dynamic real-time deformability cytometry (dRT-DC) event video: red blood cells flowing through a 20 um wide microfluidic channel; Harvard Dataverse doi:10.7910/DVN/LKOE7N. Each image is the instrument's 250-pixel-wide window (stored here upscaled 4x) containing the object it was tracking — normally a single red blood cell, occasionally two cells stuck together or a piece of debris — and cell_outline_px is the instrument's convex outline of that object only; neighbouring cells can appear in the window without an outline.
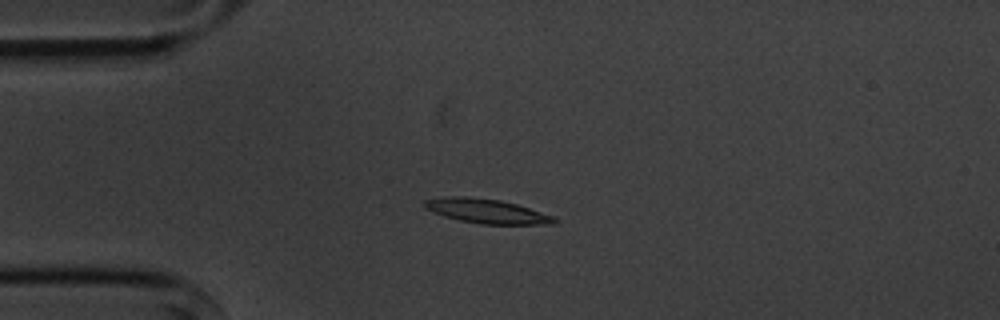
{"species": "common noctule bat (a hibernating species)", "species_latin": "Nyctalus noctula", "temperature_condition": "cold", "stored_images_in_passage": 10, "camera_frame_rate_fps": 3000, "um_per_image_px": 0.085, "animal": {"sex": "male", "body_mass_g": 20.1, "forearm_length_mm": 53.5}, "frame": {"image": 1, "passage_image": 3, "time_ms": 2.333, "image_size_px": [1000, 320], "cell_outline_px": [[560, 220], [556, 224], [480, 224], [460, 220], [444, 216], [424, 208], [424, 200], [452, 196], [468, 196], [500, 200], [516, 204], [556, 216]], "centroid_in_image_um": [41.43, 17.95], "position_along_channel_um": 43.6, "area_um2": 18.5}}
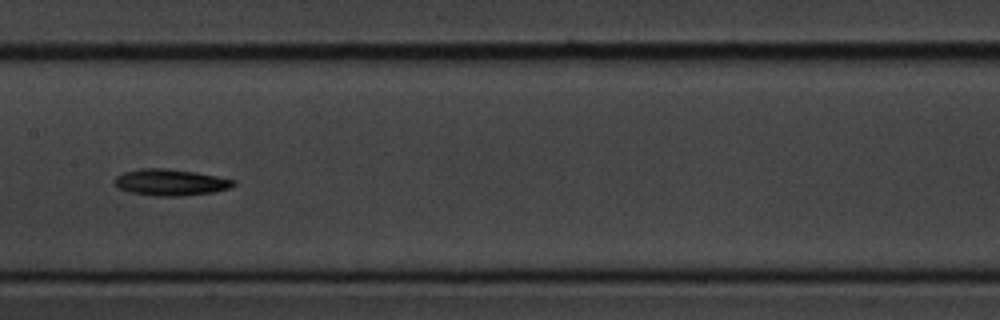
{"frame": {"image": 2, "passage_image": 7, "time_ms": 7.0, "image_size_px": [1000, 320], "cell_outline_px": [[236, 184], [228, 188], [212, 192], [184, 196], [156, 196], [128, 192], [120, 188], [112, 180], [116, 176], [124, 172], [140, 168], [164, 168], [192, 172], [216, 176], [236, 180]], "centroid_in_image_um": [14.46, 15.5], "position_along_channel_um": 192.9, "area_um2": 18.21}}
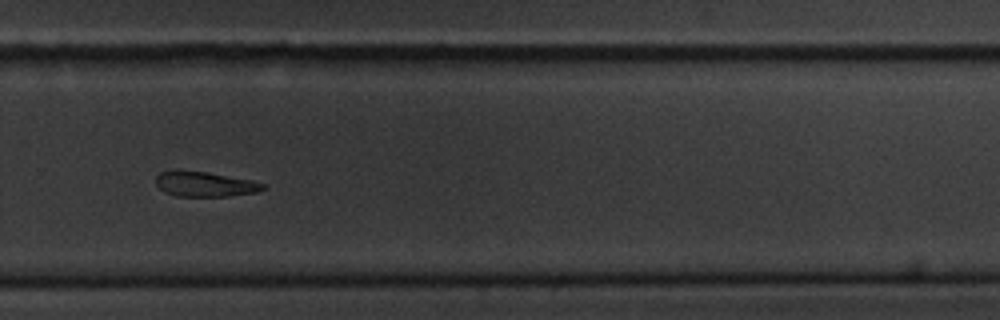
{"frame": {"image": 3, "passage_image": 10, "time_ms": 10.333, "image_size_px": [1000, 320], "cell_outline_px": [[268, 184], [264, 188], [256, 192], [228, 196], [176, 196], [164, 192], [156, 184], [156, 176], [160, 172], [176, 168], [208, 172], [252, 180]], "centroid_in_image_um": [17.38, 15.62], "position_along_channel_um": 312.4, "area_um2": 15.95}}